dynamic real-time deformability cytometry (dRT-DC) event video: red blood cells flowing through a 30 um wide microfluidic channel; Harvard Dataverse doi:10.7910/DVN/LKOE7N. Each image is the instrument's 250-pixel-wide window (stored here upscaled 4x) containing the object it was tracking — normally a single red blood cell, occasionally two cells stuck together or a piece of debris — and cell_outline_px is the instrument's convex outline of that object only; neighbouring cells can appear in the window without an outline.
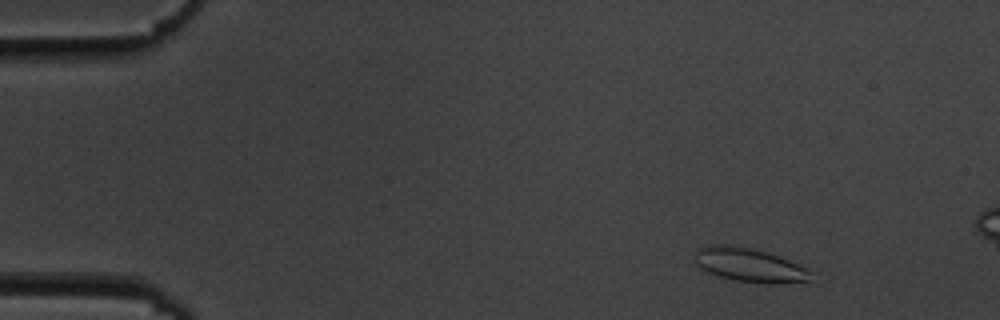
{"species": "common noctule bat (a hibernating species)", "species_latin": "Nyctalus noctula", "temperature_condition": "cold", "stored_images_in_passage": 5, "camera_frame_rate_fps": 3000, "um_per_image_px": 0.085, "animal": {"sex": "male", "body_mass_g": 19.5, "forearm_length_mm": 54.6}, "frame": {"image": 1, "passage_image": 2, "time_ms": 1.0, "image_size_px": [1000, 320], "cell_outline_px": [[812, 280], [776, 284], [764, 284], [736, 280], [720, 276], [708, 272], [700, 268], [696, 264], [696, 248], [708, 244], [732, 244], [752, 248], [768, 252], [780, 256], [812, 272]], "centroid_in_image_um": [63.68, 22.51], "position_along_channel_um": 21.3, "area_um2": 23.06}}